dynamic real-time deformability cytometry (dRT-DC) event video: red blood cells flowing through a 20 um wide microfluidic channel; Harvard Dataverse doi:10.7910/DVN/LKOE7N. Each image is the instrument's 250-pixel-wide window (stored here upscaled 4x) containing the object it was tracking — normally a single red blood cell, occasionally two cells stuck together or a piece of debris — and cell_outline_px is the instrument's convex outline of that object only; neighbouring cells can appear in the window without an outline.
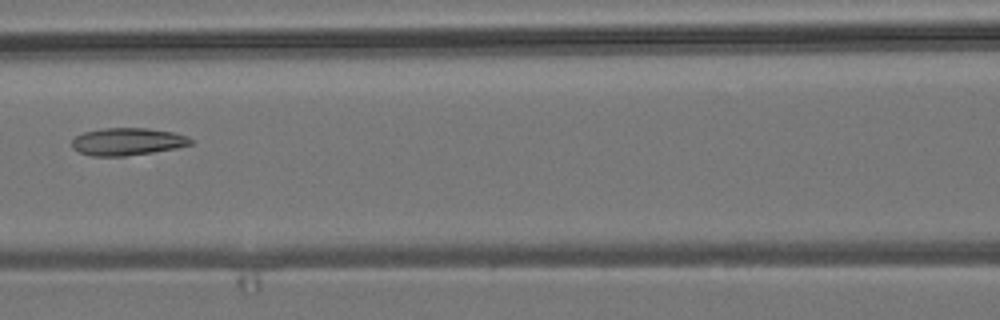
{"species": "common noctule bat (a hibernating species)", "species_latin": "Nyctalus noctula", "temperature_condition": "room temperature", "stored_images_in_passage": 4, "camera_frame_rate_fps": 3000, "um_per_image_px": 0.085, "animal": {"sex": "male", "body_mass_g": 19.2, "forearm_length_mm": 51.8}, "frame": {"image": 1, "passage_image": 4, "time_ms": 3.333, "image_size_px": [1000, 320], "cell_outline_px": [[192, 144], [176, 148], [152, 152], [124, 156], [92, 156], [80, 152], [72, 148], [72, 140], [76, 136], [84, 132], [104, 128], [148, 128], [172, 132], [188, 136], [192, 140]], "centroid_in_image_um": [10.83, 12.03], "position_along_channel_um": 155.8, "area_um2": 18.9}}